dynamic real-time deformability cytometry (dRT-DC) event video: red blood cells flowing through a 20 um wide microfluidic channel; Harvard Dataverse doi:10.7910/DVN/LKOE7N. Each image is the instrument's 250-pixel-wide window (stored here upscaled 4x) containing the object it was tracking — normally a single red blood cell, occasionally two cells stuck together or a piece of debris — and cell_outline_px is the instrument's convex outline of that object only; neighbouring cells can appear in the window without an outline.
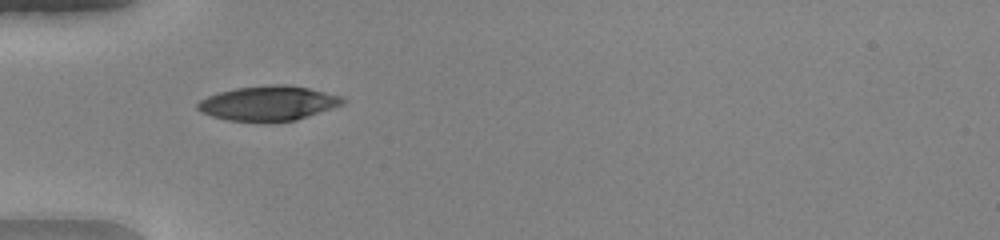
{"species": "human", "species_latin": "Homo sapiens", "temperature_condition": "warm", "stored_images_in_passage": 34, "camera_frame_rate_fps": 3000, "um_per_image_px": 0.085, "donor": {"sex": "female"}, "frame": {"image": 1, "passage_image": 1, "time_ms": 0.0, "image_size_px": [1000, 240], "cell_outline_px": [[348, 100], [344, 104], [296, 120], [268, 124], [264, 124], [228, 120], [212, 116], [200, 112], [196, 108], [196, 104], [200, 100], [208, 96], [220, 92], [236, 88], [272, 84], [284, 84], [308, 88], [340, 96]], "centroid_in_image_um": [22.79, 8.81], "position_along_channel_um": 62.2, "area_um2": 29.82}}
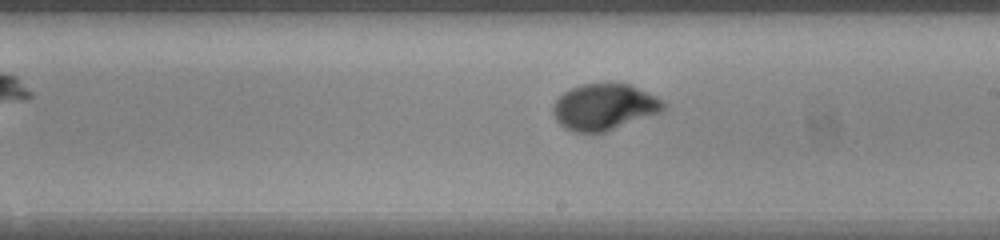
{"frame": {"image": 2, "passage_image": 14, "time_ms": 4.333, "image_size_px": [1000, 240], "cell_outline_px": [[668, 104], [660, 112], [604, 132], [576, 132], [564, 128], [556, 120], [552, 112], [552, 108], [556, 100], [564, 92], [572, 88], [584, 84], [628, 84], [648, 92], [664, 100]], "centroid_in_image_um": [51.36, 9.09], "position_along_channel_um": 237.6, "area_um2": 29.42}}
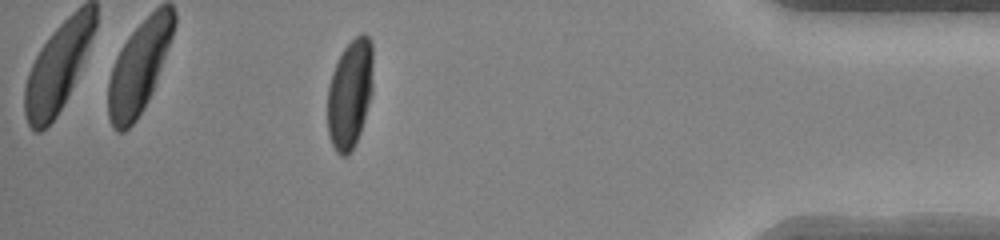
{"frame": {"image": 3, "passage_image": 29, "time_ms": 9.333, "image_size_px": [1000, 240], "cell_outline_px": [[372, 92], [364, 120], [360, 132], [348, 156], [340, 156], [336, 152], [328, 136], [328, 88], [332, 72], [344, 48], [356, 36], [364, 32], [368, 36], [372, 44]], "centroid_in_image_um": [29.74, 7.98], "position_along_channel_um": 405.5, "area_um2": 28.78}, "authors_computed_cell_mechanics": {"area_um2": 29.1601, "velocity_mm_per_s": 4.1442, "shape_relaxation_time_tau1_ms": 3.5248, "shape_relaxation_time_tau2_ms": null, "deformation_change_tau1": 0.2267, "deformation_change_tau2": null}}